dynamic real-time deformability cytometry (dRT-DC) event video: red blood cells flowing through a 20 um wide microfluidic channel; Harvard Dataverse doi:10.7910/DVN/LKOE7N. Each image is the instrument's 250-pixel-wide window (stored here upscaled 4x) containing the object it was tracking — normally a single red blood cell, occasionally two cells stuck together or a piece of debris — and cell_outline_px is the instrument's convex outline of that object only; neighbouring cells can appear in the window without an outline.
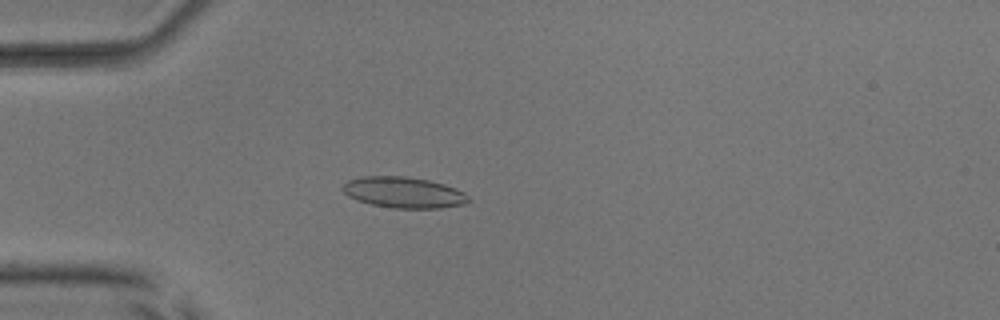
{"species": "common noctule bat (a hibernating species)", "species_latin": "Nyctalus noctula", "temperature_condition": "room temperature", "stored_images_in_passage": 54, "camera_frame_rate_fps": 3000, "um_per_image_px": 0.085, "animal": {"sex": "male", "body_mass_g": 17.9, "forearm_length_mm": 54.2}, "frame": {"image": 1, "passage_image": 16, "time_ms": 5.0, "image_size_px": [1000, 320], "cell_outline_px": [[472, 200], [464, 204], [440, 208], [392, 208], [372, 204], [356, 200], [348, 196], [340, 188], [348, 180], [364, 176], [408, 176], [428, 180], [444, 184], [456, 188], [464, 192]], "centroid_in_image_um": [34.32, 16.35], "position_along_channel_um": 50.7, "area_um2": 22.83}}
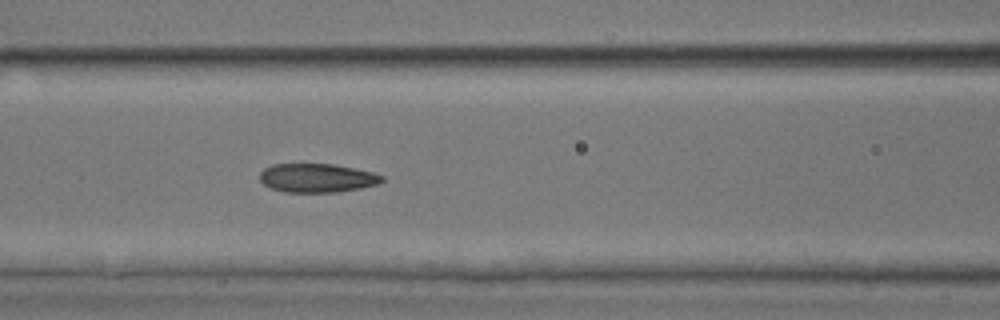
{"frame": {"image": 2, "passage_image": 24, "time_ms": 7.667, "image_size_px": [1000, 320], "cell_outline_px": [[384, 180], [376, 184], [360, 188], [336, 192], [284, 192], [272, 188], [264, 184], [260, 180], [260, 172], [264, 168], [272, 164], [332, 164], [372, 172], [384, 176]], "centroid_in_image_um": [26.92, 15.12], "position_along_channel_um": 139.7, "area_um2": 20.35}}
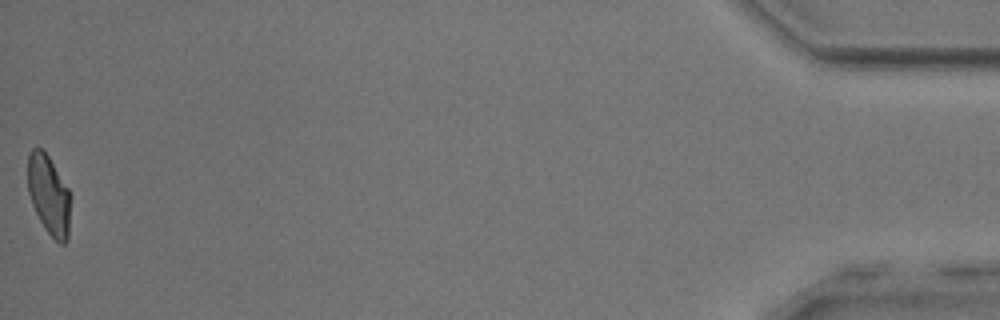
{"frame": {"image": 3, "passage_image": 54, "time_ms": 17.667, "image_size_px": [1000, 320], "cell_outline_px": [[68, 240], [64, 244], [60, 244], [44, 228], [32, 204], [28, 192], [28, 152], [32, 148], [40, 148], [48, 156], [68, 188]], "centroid_in_image_um": [4.11, 16.55], "position_along_channel_um": 431.1, "area_um2": 19.25}, "authors_computed_cell_mechanics": {"area_um2": 21.1548, "velocity_mm_per_s": 3.8744, "shape_relaxation_time_tau1_ms": 7.3307, "shape_relaxation_time_tau2_ms": 1.4058, "deformation_change_tau1": 0.18, "deformation_change_tau2": 0.0851}}